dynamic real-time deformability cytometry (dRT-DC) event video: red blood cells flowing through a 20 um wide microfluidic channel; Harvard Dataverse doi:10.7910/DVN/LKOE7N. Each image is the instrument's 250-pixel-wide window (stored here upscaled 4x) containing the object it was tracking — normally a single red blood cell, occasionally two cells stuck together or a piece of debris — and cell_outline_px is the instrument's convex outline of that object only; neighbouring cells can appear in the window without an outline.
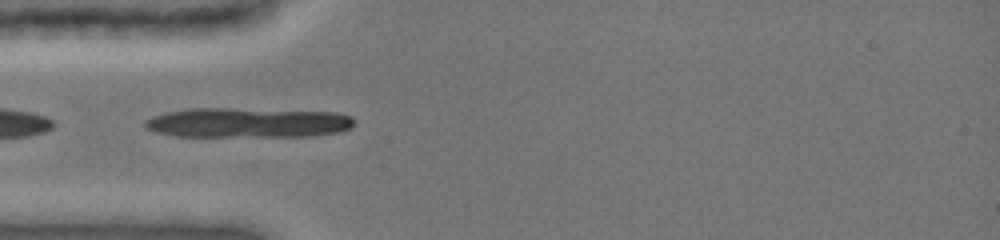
{"species": "common noctule bat (a hibernating species)", "species_latin": "Nyctalus noctula", "temperature_condition": "cold", "stored_images_in_passage": 38, "camera_frame_rate_fps": 3000, "um_per_image_px": 0.085, "animal": {"sex": "female", "body_mass_g": 19.0, "forearm_length_mm": 51.5}, "frame": {"image": 1, "passage_image": 12, "time_ms": 4.333, "image_size_px": [1000, 240], "cell_outline_px": [[356, 124], [352, 128], [340, 132], [312, 136], [172, 136], [156, 132], [144, 128], [144, 120], [152, 116], [164, 112], [188, 108], [228, 108], [336, 112], [352, 116]], "centroid_in_image_um": [21.05, 10.42], "position_along_channel_um": 63.9, "area_um2": 36.88}}
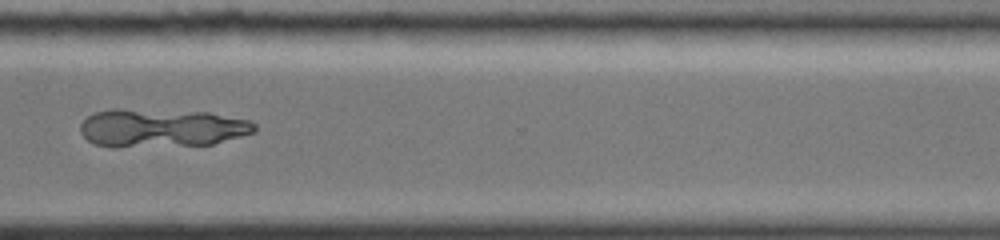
{"frame": {"image": 2, "passage_image": 31, "time_ms": 11.667, "image_size_px": [1000, 240], "cell_outline_px": [[256, 132], [212, 144], [96, 144], [88, 140], [80, 132], [80, 124], [88, 116], [96, 112], [112, 108], [120, 108], [208, 112], [248, 120], [256, 124]], "centroid_in_image_um": [13.78, 10.81], "position_along_channel_um": 356.8, "area_um2": 37.63}}